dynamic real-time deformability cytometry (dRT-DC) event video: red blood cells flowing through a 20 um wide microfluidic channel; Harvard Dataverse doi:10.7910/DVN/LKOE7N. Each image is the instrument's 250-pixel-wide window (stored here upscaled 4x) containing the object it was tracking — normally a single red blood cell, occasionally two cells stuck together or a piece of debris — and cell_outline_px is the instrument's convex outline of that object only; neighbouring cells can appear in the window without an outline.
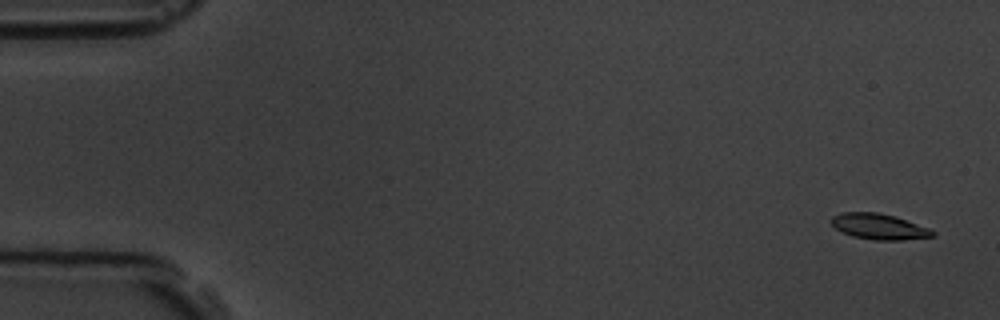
{"species": "common noctule bat (a hibernating species)", "species_latin": "Nyctalus noctula", "temperature_condition": "room temperature", "stored_images_in_passage": 6, "camera_frame_rate_fps": 3000, "um_per_image_px": 0.085, "animal": {"sex": "male", "body_mass_g": 19.5, "forearm_length_mm": 54.6}, "frame": {"image": 1, "passage_image": 1, "time_ms": 0.0, "image_size_px": [1000, 320], "cell_outline_px": [[936, 236], [900, 240], [872, 240], [852, 236], [840, 232], [832, 224], [832, 216], [840, 212], [876, 212], [892, 216], [928, 228], [936, 232]], "centroid_in_image_um": [74.68, 19.27], "position_along_channel_um": 10.3, "area_um2": 15.03}}
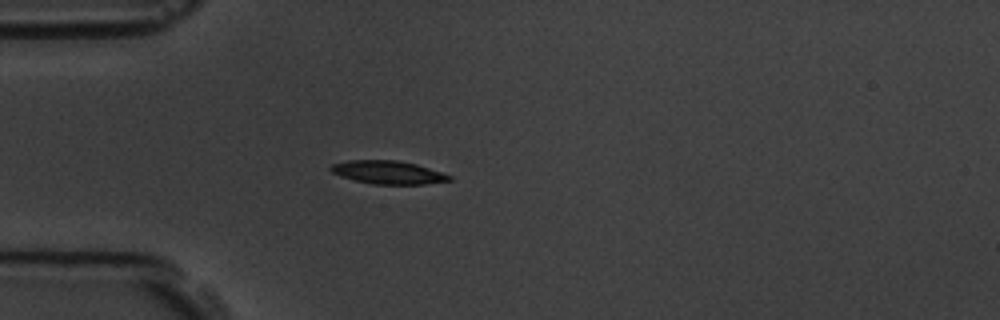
{"frame": {"image": 2, "passage_image": 5, "time_ms": 4.667, "image_size_px": [1000, 320], "cell_outline_px": [[452, 180], [424, 184], [372, 184], [340, 176], [332, 172], [328, 168], [332, 164], [348, 160], [396, 160], [416, 164], [452, 176]], "centroid_in_image_um": [32.96, 14.65], "position_along_channel_um": 52.0, "area_um2": 15.9}}